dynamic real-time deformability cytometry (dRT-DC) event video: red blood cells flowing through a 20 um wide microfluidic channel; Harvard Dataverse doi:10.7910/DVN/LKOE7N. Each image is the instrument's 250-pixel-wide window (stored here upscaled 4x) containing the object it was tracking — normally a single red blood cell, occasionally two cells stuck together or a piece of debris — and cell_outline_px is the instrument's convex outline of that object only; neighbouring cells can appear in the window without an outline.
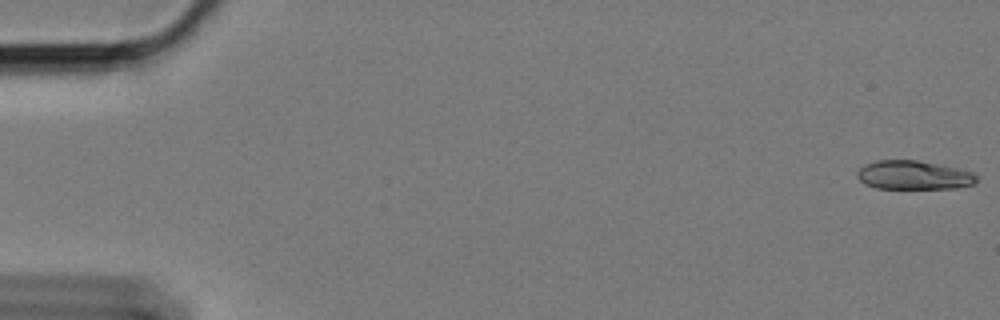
{"species": "Egyptian fruit bat (a non-hibernating species)", "species_latin": "Rousettus aegyptiacus", "temperature_condition": "cold", "stored_images_in_passage": 59, "camera_frame_rate_fps": 3000, "um_per_image_px": 0.085, "animal": {"sex": "female"}, "frame": {"image": 1, "passage_image": 1, "time_ms": 0.0, "image_size_px": [1000, 320], "cell_outline_px": [[976, 180], [972, 184], [956, 188], [876, 188], [864, 184], [856, 176], [856, 172], [864, 164], [876, 160], [916, 160], [956, 168], [972, 172], [976, 176]], "centroid_in_image_um": [77.59, 14.88], "position_along_channel_um": 7.4, "area_um2": 19.88}}
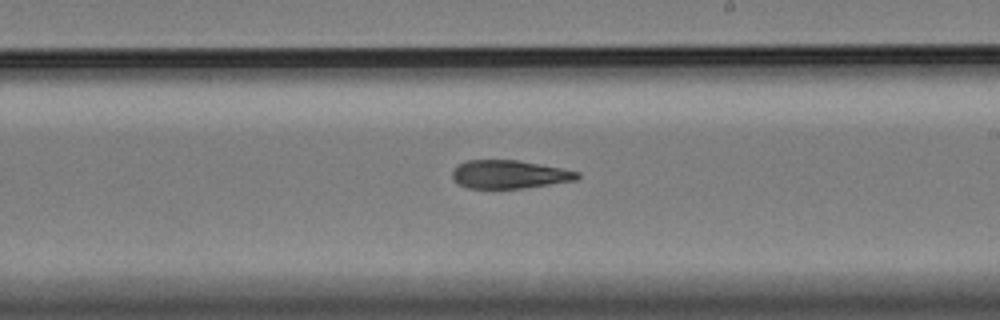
{"frame": {"image": 2, "passage_image": 35, "time_ms": 11.333, "image_size_px": [1000, 320], "cell_outline_px": [[580, 176], [576, 180], [524, 188], [468, 188], [452, 180], [452, 172], [456, 164], [468, 160], [516, 160], [560, 168], [580, 172]], "centroid_in_image_um": [43.25, 14.82], "position_along_channel_um": 245.7, "area_um2": 20.52}}
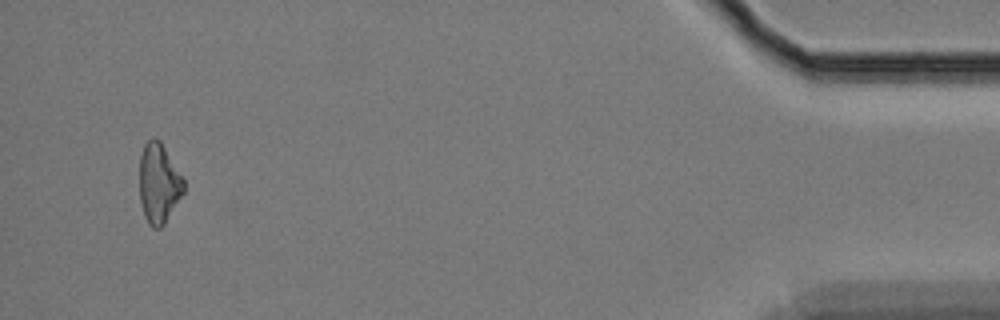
{"frame": {"image": 3, "passage_image": 57, "time_ms": 18.667, "image_size_px": [1000, 320], "cell_outline_px": [[184, 192], [164, 224], [160, 228], [152, 228], [148, 224], [144, 216], [140, 204], [140, 156], [144, 144], [148, 140], [160, 140], [184, 180]], "centroid_in_image_um": [13.48, 15.62], "position_along_channel_um": 421.7, "area_um2": 20.4}}